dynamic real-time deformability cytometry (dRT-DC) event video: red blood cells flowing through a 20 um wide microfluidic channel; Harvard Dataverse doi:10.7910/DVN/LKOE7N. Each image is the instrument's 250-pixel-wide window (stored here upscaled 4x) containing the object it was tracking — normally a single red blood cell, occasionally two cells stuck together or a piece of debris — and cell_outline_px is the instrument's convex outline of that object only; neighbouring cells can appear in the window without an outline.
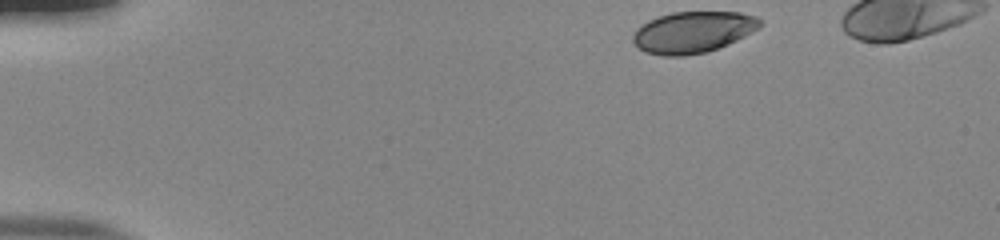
{"species": "human", "species_latin": "Homo sapiens", "temperature_condition": "room temperature", "stored_images_in_passage": 43, "camera_frame_rate_fps": 3000, "um_per_image_px": 0.085, "donor": {"sex": "male"}, "frame": {"image": 1, "passage_image": 1, "time_ms": 0.0, "image_size_px": [1000, 240], "cell_outline_px": [[764, 24], [760, 28], [728, 44], [708, 52], [684, 56], [664, 56], [644, 52], [632, 40], [632, 36], [636, 28], [648, 20], [672, 12], [740, 12], [756, 16]], "centroid_in_image_um": [58.91, 2.73], "position_along_channel_um": 26.1, "area_um2": 30.81}}
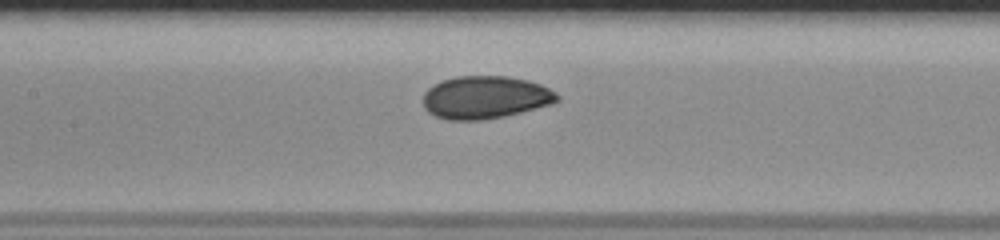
{"frame": {"image": 2, "passage_image": 19, "time_ms": 6.0, "image_size_px": [1000, 240], "cell_outline_px": [[560, 100], [552, 104], [504, 116], [480, 120], [448, 120], [436, 116], [428, 112], [424, 108], [424, 92], [432, 84], [440, 80], [456, 76], [508, 76], [528, 80], [540, 84], [556, 92], [560, 96]], "centroid_in_image_um": [41.24, 8.26], "position_along_channel_um": 166.2, "area_um2": 33.58}}
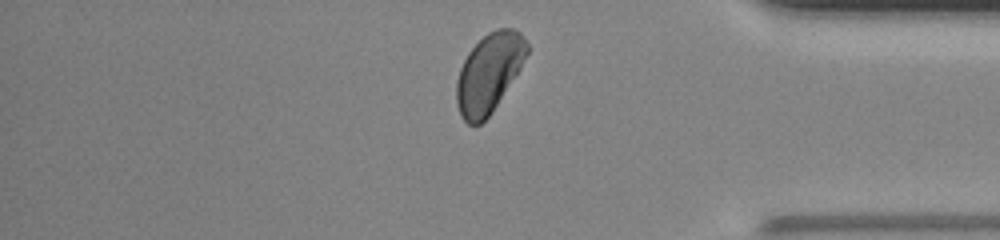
{"frame": {"image": 3, "passage_image": 38, "time_ms": 12.333, "image_size_px": [1000, 240], "cell_outline_px": [[528, 52], [520, 68], [492, 112], [480, 124], [468, 124], [460, 116], [456, 104], [456, 80], [460, 68], [468, 52], [488, 32], [496, 28], [512, 28], [520, 32], [524, 36], [528, 44]], "centroid_in_image_um": [41.55, 6.2], "position_along_channel_um": 393.6, "area_um2": 32.25}}